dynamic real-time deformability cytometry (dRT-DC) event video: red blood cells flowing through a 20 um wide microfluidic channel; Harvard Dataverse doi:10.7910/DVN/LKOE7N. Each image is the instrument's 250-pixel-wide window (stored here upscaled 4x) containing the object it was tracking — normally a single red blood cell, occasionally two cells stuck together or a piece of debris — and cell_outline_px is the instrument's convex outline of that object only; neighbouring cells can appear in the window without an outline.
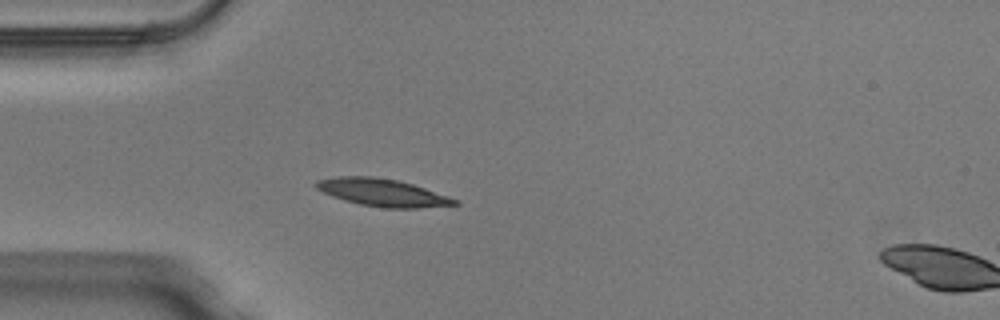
{"species": "Egyptian fruit bat (a non-hibernating species)", "species_latin": "Rousettus aegyptiacus", "temperature_condition": "warm", "stored_images_in_passage": 48, "camera_frame_rate_fps": 3000, "um_per_image_px": 0.085, "animal": {"sex": "male"}, "frame": {"image": 1, "passage_image": 12, "time_ms": 3.667, "image_size_px": [1000, 320], "cell_outline_px": [[460, 204], [416, 208], [384, 208], [360, 204], [344, 200], [332, 196], [316, 188], [312, 184], [316, 180], [336, 176], [372, 176], [396, 180], [412, 184], [460, 200]], "centroid_in_image_um": [32.48, 16.36], "position_along_channel_um": 52.5, "area_um2": 22.14}}
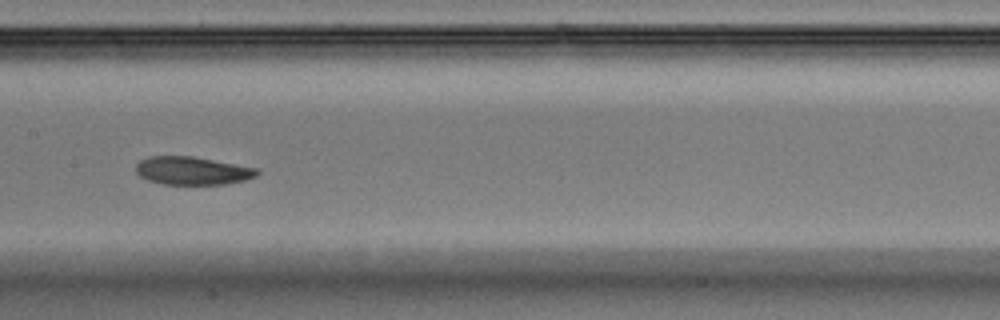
{"frame": {"image": 2, "passage_image": 23, "time_ms": 7.333, "image_size_px": [1000, 320], "cell_outline_px": [[260, 172], [256, 176], [244, 180], [228, 184], [164, 184], [148, 180], [140, 176], [136, 172], [136, 164], [140, 160], [148, 156], [192, 156], [260, 168]], "centroid_in_image_um": [16.38, 14.5], "position_along_channel_um": 191.0, "area_um2": 19.94}}
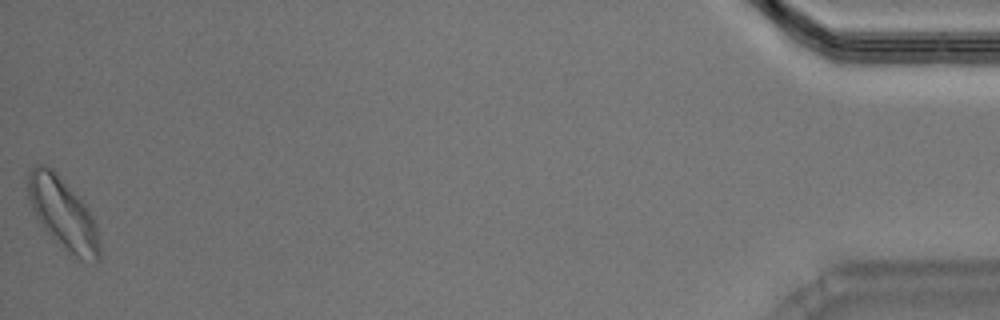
{"frame": {"image": 3, "passage_image": 48, "time_ms": 15.667, "image_size_px": [1000, 320], "cell_outline_px": [[100, 260], [96, 264], [92, 264], [80, 260], [68, 252], [52, 240], [36, 216], [32, 208], [28, 196], [28, 172], [36, 164], [48, 164], [56, 172], [88, 208], [96, 224], [100, 244]], "centroid_in_image_um": [5.38, 18.21], "position_along_channel_um": 429.8, "area_um2": 30.06}, "authors_computed_cell_mechanics": {"area_um2": 20.7213, "velocity_mm_per_s": 4.0037, "shape_relaxation_time_tau1_ms": 2.7733, "shape_relaxation_time_tau2_ms": 8.259, "deformation_change_tau1": 0.1023, "deformation_change_tau2": 0.1385}}